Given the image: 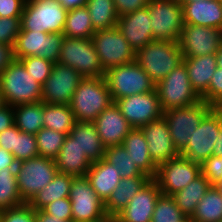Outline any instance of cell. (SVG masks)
<instances>
[{"instance_id": "obj_1", "label": "cell", "mask_w": 222, "mask_h": 222, "mask_svg": "<svg viewBox=\"0 0 222 222\" xmlns=\"http://www.w3.org/2000/svg\"><path fill=\"white\" fill-rule=\"evenodd\" d=\"M113 103L104 76L83 78L75 90L70 108L76 122H94Z\"/></svg>"}, {"instance_id": "obj_2", "label": "cell", "mask_w": 222, "mask_h": 222, "mask_svg": "<svg viewBox=\"0 0 222 222\" xmlns=\"http://www.w3.org/2000/svg\"><path fill=\"white\" fill-rule=\"evenodd\" d=\"M135 61L156 85L183 62L178 42L154 40L136 51Z\"/></svg>"}, {"instance_id": "obj_3", "label": "cell", "mask_w": 222, "mask_h": 222, "mask_svg": "<svg viewBox=\"0 0 222 222\" xmlns=\"http://www.w3.org/2000/svg\"><path fill=\"white\" fill-rule=\"evenodd\" d=\"M0 90L7 105L42 102V85L15 59L0 74Z\"/></svg>"}, {"instance_id": "obj_4", "label": "cell", "mask_w": 222, "mask_h": 222, "mask_svg": "<svg viewBox=\"0 0 222 222\" xmlns=\"http://www.w3.org/2000/svg\"><path fill=\"white\" fill-rule=\"evenodd\" d=\"M67 12L58 0L25 3L20 17V31L63 33Z\"/></svg>"}, {"instance_id": "obj_5", "label": "cell", "mask_w": 222, "mask_h": 222, "mask_svg": "<svg viewBox=\"0 0 222 222\" xmlns=\"http://www.w3.org/2000/svg\"><path fill=\"white\" fill-rule=\"evenodd\" d=\"M104 79L113 102L134 94L148 93L155 90V84L135 60L109 68L105 71Z\"/></svg>"}, {"instance_id": "obj_6", "label": "cell", "mask_w": 222, "mask_h": 222, "mask_svg": "<svg viewBox=\"0 0 222 222\" xmlns=\"http://www.w3.org/2000/svg\"><path fill=\"white\" fill-rule=\"evenodd\" d=\"M155 90L163 111L191 106L201 100L191 85L184 62L156 84Z\"/></svg>"}, {"instance_id": "obj_7", "label": "cell", "mask_w": 222, "mask_h": 222, "mask_svg": "<svg viewBox=\"0 0 222 222\" xmlns=\"http://www.w3.org/2000/svg\"><path fill=\"white\" fill-rule=\"evenodd\" d=\"M58 172L55 160L37 156L17 162L16 176L22 200L28 203Z\"/></svg>"}, {"instance_id": "obj_8", "label": "cell", "mask_w": 222, "mask_h": 222, "mask_svg": "<svg viewBox=\"0 0 222 222\" xmlns=\"http://www.w3.org/2000/svg\"><path fill=\"white\" fill-rule=\"evenodd\" d=\"M58 62L74 68L84 78L105 74L91 38L64 37Z\"/></svg>"}, {"instance_id": "obj_9", "label": "cell", "mask_w": 222, "mask_h": 222, "mask_svg": "<svg viewBox=\"0 0 222 222\" xmlns=\"http://www.w3.org/2000/svg\"><path fill=\"white\" fill-rule=\"evenodd\" d=\"M213 108L201 99L191 106L164 111L163 117L168 124L173 143L179 152L187 145L194 130Z\"/></svg>"}, {"instance_id": "obj_10", "label": "cell", "mask_w": 222, "mask_h": 222, "mask_svg": "<svg viewBox=\"0 0 222 222\" xmlns=\"http://www.w3.org/2000/svg\"><path fill=\"white\" fill-rule=\"evenodd\" d=\"M222 128V108L214 107L190 136L180 155L202 164L213 153V147Z\"/></svg>"}, {"instance_id": "obj_11", "label": "cell", "mask_w": 222, "mask_h": 222, "mask_svg": "<svg viewBox=\"0 0 222 222\" xmlns=\"http://www.w3.org/2000/svg\"><path fill=\"white\" fill-rule=\"evenodd\" d=\"M154 40L178 42L183 29L182 6L178 0H150L147 5Z\"/></svg>"}, {"instance_id": "obj_12", "label": "cell", "mask_w": 222, "mask_h": 222, "mask_svg": "<svg viewBox=\"0 0 222 222\" xmlns=\"http://www.w3.org/2000/svg\"><path fill=\"white\" fill-rule=\"evenodd\" d=\"M91 41L105 71L135 60V50L129 45L117 26L97 30L91 37Z\"/></svg>"}, {"instance_id": "obj_13", "label": "cell", "mask_w": 222, "mask_h": 222, "mask_svg": "<svg viewBox=\"0 0 222 222\" xmlns=\"http://www.w3.org/2000/svg\"><path fill=\"white\" fill-rule=\"evenodd\" d=\"M201 173L200 164L179 155L158 165L153 179L163 195L171 196L182 190Z\"/></svg>"}, {"instance_id": "obj_14", "label": "cell", "mask_w": 222, "mask_h": 222, "mask_svg": "<svg viewBox=\"0 0 222 222\" xmlns=\"http://www.w3.org/2000/svg\"><path fill=\"white\" fill-rule=\"evenodd\" d=\"M63 33L41 31H20L13 46L15 59L39 56L52 62H58Z\"/></svg>"}, {"instance_id": "obj_15", "label": "cell", "mask_w": 222, "mask_h": 222, "mask_svg": "<svg viewBox=\"0 0 222 222\" xmlns=\"http://www.w3.org/2000/svg\"><path fill=\"white\" fill-rule=\"evenodd\" d=\"M84 77L74 68L55 62L42 85V102L70 105L72 96Z\"/></svg>"}, {"instance_id": "obj_16", "label": "cell", "mask_w": 222, "mask_h": 222, "mask_svg": "<svg viewBox=\"0 0 222 222\" xmlns=\"http://www.w3.org/2000/svg\"><path fill=\"white\" fill-rule=\"evenodd\" d=\"M69 199L73 222L93 221L107 215L104 201L96 194L86 176L73 178Z\"/></svg>"}, {"instance_id": "obj_17", "label": "cell", "mask_w": 222, "mask_h": 222, "mask_svg": "<svg viewBox=\"0 0 222 222\" xmlns=\"http://www.w3.org/2000/svg\"><path fill=\"white\" fill-rule=\"evenodd\" d=\"M115 103L133 128H140L164 114L156 90L120 98Z\"/></svg>"}, {"instance_id": "obj_18", "label": "cell", "mask_w": 222, "mask_h": 222, "mask_svg": "<svg viewBox=\"0 0 222 222\" xmlns=\"http://www.w3.org/2000/svg\"><path fill=\"white\" fill-rule=\"evenodd\" d=\"M222 43V30L199 25L183 24L178 40L183 57L216 54Z\"/></svg>"}, {"instance_id": "obj_19", "label": "cell", "mask_w": 222, "mask_h": 222, "mask_svg": "<svg viewBox=\"0 0 222 222\" xmlns=\"http://www.w3.org/2000/svg\"><path fill=\"white\" fill-rule=\"evenodd\" d=\"M140 129L147 141L150 157L157 166L180 155L164 117L151 121Z\"/></svg>"}, {"instance_id": "obj_20", "label": "cell", "mask_w": 222, "mask_h": 222, "mask_svg": "<svg viewBox=\"0 0 222 222\" xmlns=\"http://www.w3.org/2000/svg\"><path fill=\"white\" fill-rule=\"evenodd\" d=\"M160 188L152 178L129 201L116 216L118 222H151L154 207L161 195Z\"/></svg>"}, {"instance_id": "obj_21", "label": "cell", "mask_w": 222, "mask_h": 222, "mask_svg": "<svg viewBox=\"0 0 222 222\" xmlns=\"http://www.w3.org/2000/svg\"><path fill=\"white\" fill-rule=\"evenodd\" d=\"M94 124L105 147L122 145L124 138L133 129L115 102L97 116Z\"/></svg>"}, {"instance_id": "obj_22", "label": "cell", "mask_w": 222, "mask_h": 222, "mask_svg": "<svg viewBox=\"0 0 222 222\" xmlns=\"http://www.w3.org/2000/svg\"><path fill=\"white\" fill-rule=\"evenodd\" d=\"M116 26L135 52L154 41L148 7L119 17Z\"/></svg>"}, {"instance_id": "obj_23", "label": "cell", "mask_w": 222, "mask_h": 222, "mask_svg": "<svg viewBox=\"0 0 222 222\" xmlns=\"http://www.w3.org/2000/svg\"><path fill=\"white\" fill-rule=\"evenodd\" d=\"M180 4L183 23L222 30V2L220 0H201Z\"/></svg>"}, {"instance_id": "obj_24", "label": "cell", "mask_w": 222, "mask_h": 222, "mask_svg": "<svg viewBox=\"0 0 222 222\" xmlns=\"http://www.w3.org/2000/svg\"><path fill=\"white\" fill-rule=\"evenodd\" d=\"M187 74L194 91L208 103V86L216 64V54L200 57H183Z\"/></svg>"}, {"instance_id": "obj_25", "label": "cell", "mask_w": 222, "mask_h": 222, "mask_svg": "<svg viewBox=\"0 0 222 222\" xmlns=\"http://www.w3.org/2000/svg\"><path fill=\"white\" fill-rule=\"evenodd\" d=\"M54 160L59 173L74 177L86 176L92 164L69 134L65 137L62 148Z\"/></svg>"}, {"instance_id": "obj_26", "label": "cell", "mask_w": 222, "mask_h": 222, "mask_svg": "<svg viewBox=\"0 0 222 222\" xmlns=\"http://www.w3.org/2000/svg\"><path fill=\"white\" fill-rule=\"evenodd\" d=\"M119 172V169H115L102 158L91 164L86 178L96 194L105 202L122 179Z\"/></svg>"}, {"instance_id": "obj_27", "label": "cell", "mask_w": 222, "mask_h": 222, "mask_svg": "<svg viewBox=\"0 0 222 222\" xmlns=\"http://www.w3.org/2000/svg\"><path fill=\"white\" fill-rule=\"evenodd\" d=\"M151 179L147 174L141 177L122 178L118 186L104 202L106 214L116 217L127 206L131 198Z\"/></svg>"}, {"instance_id": "obj_28", "label": "cell", "mask_w": 222, "mask_h": 222, "mask_svg": "<svg viewBox=\"0 0 222 222\" xmlns=\"http://www.w3.org/2000/svg\"><path fill=\"white\" fill-rule=\"evenodd\" d=\"M69 135L92 163L104 157L106 147L102 144L94 122H75Z\"/></svg>"}, {"instance_id": "obj_29", "label": "cell", "mask_w": 222, "mask_h": 222, "mask_svg": "<svg viewBox=\"0 0 222 222\" xmlns=\"http://www.w3.org/2000/svg\"><path fill=\"white\" fill-rule=\"evenodd\" d=\"M122 145L138 168L144 174L154 178L157 172V165L150 157L148 144L142 130L140 128H133L124 138Z\"/></svg>"}, {"instance_id": "obj_30", "label": "cell", "mask_w": 222, "mask_h": 222, "mask_svg": "<svg viewBox=\"0 0 222 222\" xmlns=\"http://www.w3.org/2000/svg\"><path fill=\"white\" fill-rule=\"evenodd\" d=\"M210 187L211 184L209 180L201 173L182 190L172 194L171 197L182 213L187 218H191L196 210L198 202Z\"/></svg>"}, {"instance_id": "obj_31", "label": "cell", "mask_w": 222, "mask_h": 222, "mask_svg": "<svg viewBox=\"0 0 222 222\" xmlns=\"http://www.w3.org/2000/svg\"><path fill=\"white\" fill-rule=\"evenodd\" d=\"M74 176L57 172L53 180L28 202L34 210L61 198H68Z\"/></svg>"}, {"instance_id": "obj_32", "label": "cell", "mask_w": 222, "mask_h": 222, "mask_svg": "<svg viewBox=\"0 0 222 222\" xmlns=\"http://www.w3.org/2000/svg\"><path fill=\"white\" fill-rule=\"evenodd\" d=\"M13 107L14 124L21 132L36 135L44 127V102L19 104Z\"/></svg>"}, {"instance_id": "obj_33", "label": "cell", "mask_w": 222, "mask_h": 222, "mask_svg": "<svg viewBox=\"0 0 222 222\" xmlns=\"http://www.w3.org/2000/svg\"><path fill=\"white\" fill-rule=\"evenodd\" d=\"M95 32L86 6L68 10L63 31L65 37L89 39Z\"/></svg>"}, {"instance_id": "obj_34", "label": "cell", "mask_w": 222, "mask_h": 222, "mask_svg": "<svg viewBox=\"0 0 222 222\" xmlns=\"http://www.w3.org/2000/svg\"><path fill=\"white\" fill-rule=\"evenodd\" d=\"M44 128L68 135L76 122L69 105L44 103Z\"/></svg>"}, {"instance_id": "obj_35", "label": "cell", "mask_w": 222, "mask_h": 222, "mask_svg": "<svg viewBox=\"0 0 222 222\" xmlns=\"http://www.w3.org/2000/svg\"><path fill=\"white\" fill-rule=\"evenodd\" d=\"M190 220L192 222H222V197L213 185L198 202Z\"/></svg>"}, {"instance_id": "obj_36", "label": "cell", "mask_w": 222, "mask_h": 222, "mask_svg": "<svg viewBox=\"0 0 222 222\" xmlns=\"http://www.w3.org/2000/svg\"><path fill=\"white\" fill-rule=\"evenodd\" d=\"M91 22L95 31L117 25L118 15L114 0H87Z\"/></svg>"}, {"instance_id": "obj_37", "label": "cell", "mask_w": 222, "mask_h": 222, "mask_svg": "<svg viewBox=\"0 0 222 222\" xmlns=\"http://www.w3.org/2000/svg\"><path fill=\"white\" fill-rule=\"evenodd\" d=\"M17 176L16 167H5L0 170V211L23 205Z\"/></svg>"}, {"instance_id": "obj_38", "label": "cell", "mask_w": 222, "mask_h": 222, "mask_svg": "<svg viewBox=\"0 0 222 222\" xmlns=\"http://www.w3.org/2000/svg\"><path fill=\"white\" fill-rule=\"evenodd\" d=\"M103 159L119 169L122 178L141 177L144 173L133 162L123 145L109 146L105 148Z\"/></svg>"}, {"instance_id": "obj_39", "label": "cell", "mask_w": 222, "mask_h": 222, "mask_svg": "<svg viewBox=\"0 0 222 222\" xmlns=\"http://www.w3.org/2000/svg\"><path fill=\"white\" fill-rule=\"evenodd\" d=\"M66 136L64 133L43 127L36 134L39 156L55 159L62 148Z\"/></svg>"}, {"instance_id": "obj_40", "label": "cell", "mask_w": 222, "mask_h": 222, "mask_svg": "<svg viewBox=\"0 0 222 222\" xmlns=\"http://www.w3.org/2000/svg\"><path fill=\"white\" fill-rule=\"evenodd\" d=\"M186 218L171 196L161 194L156 201L151 222H183Z\"/></svg>"}, {"instance_id": "obj_41", "label": "cell", "mask_w": 222, "mask_h": 222, "mask_svg": "<svg viewBox=\"0 0 222 222\" xmlns=\"http://www.w3.org/2000/svg\"><path fill=\"white\" fill-rule=\"evenodd\" d=\"M12 154L17 162L39 156L36 135L19 131L15 135Z\"/></svg>"}, {"instance_id": "obj_42", "label": "cell", "mask_w": 222, "mask_h": 222, "mask_svg": "<svg viewBox=\"0 0 222 222\" xmlns=\"http://www.w3.org/2000/svg\"><path fill=\"white\" fill-rule=\"evenodd\" d=\"M32 78L41 85L50 76L54 62L39 56H28L19 59Z\"/></svg>"}, {"instance_id": "obj_43", "label": "cell", "mask_w": 222, "mask_h": 222, "mask_svg": "<svg viewBox=\"0 0 222 222\" xmlns=\"http://www.w3.org/2000/svg\"><path fill=\"white\" fill-rule=\"evenodd\" d=\"M0 222H36L35 210L28 203L2 210Z\"/></svg>"}, {"instance_id": "obj_44", "label": "cell", "mask_w": 222, "mask_h": 222, "mask_svg": "<svg viewBox=\"0 0 222 222\" xmlns=\"http://www.w3.org/2000/svg\"><path fill=\"white\" fill-rule=\"evenodd\" d=\"M20 30V17H0V44L13 47Z\"/></svg>"}, {"instance_id": "obj_45", "label": "cell", "mask_w": 222, "mask_h": 222, "mask_svg": "<svg viewBox=\"0 0 222 222\" xmlns=\"http://www.w3.org/2000/svg\"><path fill=\"white\" fill-rule=\"evenodd\" d=\"M41 210L50 216L55 215L62 221L72 220V206L69 197L52 201Z\"/></svg>"}, {"instance_id": "obj_46", "label": "cell", "mask_w": 222, "mask_h": 222, "mask_svg": "<svg viewBox=\"0 0 222 222\" xmlns=\"http://www.w3.org/2000/svg\"><path fill=\"white\" fill-rule=\"evenodd\" d=\"M202 174L211 185L222 180V156L212 155L201 164Z\"/></svg>"}, {"instance_id": "obj_47", "label": "cell", "mask_w": 222, "mask_h": 222, "mask_svg": "<svg viewBox=\"0 0 222 222\" xmlns=\"http://www.w3.org/2000/svg\"><path fill=\"white\" fill-rule=\"evenodd\" d=\"M208 104L222 108V68L217 67L208 86Z\"/></svg>"}, {"instance_id": "obj_48", "label": "cell", "mask_w": 222, "mask_h": 222, "mask_svg": "<svg viewBox=\"0 0 222 222\" xmlns=\"http://www.w3.org/2000/svg\"><path fill=\"white\" fill-rule=\"evenodd\" d=\"M24 0H0V17H21Z\"/></svg>"}, {"instance_id": "obj_49", "label": "cell", "mask_w": 222, "mask_h": 222, "mask_svg": "<svg viewBox=\"0 0 222 222\" xmlns=\"http://www.w3.org/2000/svg\"><path fill=\"white\" fill-rule=\"evenodd\" d=\"M118 17L147 7L150 0H114Z\"/></svg>"}, {"instance_id": "obj_50", "label": "cell", "mask_w": 222, "mask_h": 222, "mask_svg": "<svg viewBox=\"0 0 222 222\" xmlns=\"http://www.w3.org/2000/svg\"><path fill=\"white\" fill-rule=\"evenodd\" d=\"M19 131L20 130L15 124L10 128L2 131L0 133V147L12 153V148H14L15 135Z\"/></svg>"}, {"instance_id": "obj_51", "label": "cell", "mask_w": 222, "mask_h": 222, "mask_svg": "<svg viewBox=\"0 0 222 222\" xmlns=\"http://www.w3.org/2000/svg\"><path fill=\"white\" fill-rule=\"evenodd\" d=\"M14 125V107L5 104L0 108V133Z\"/></svg>"}, {"instance_id": "obj_52", "label": "cell", "mask_w": 222, "mask_h": 222, "mask_svg": "<svg viewBox=\"0 0 222 222\" xmlns=\"http://www.w3.org/2000/svg\"><path fill=\"white\" fill-rule=\"evenodd\" d=\"M15 60L13 47L0 44V74Z\"/></svg>"}, {"instance_id": "obj_53", "label": "cell", "mask_w": 222, "mask_h": 222, "mask_svg": "<svg viewBox=\"0 0 222 222\" xmlns=\"http://www.w3.org/2000/svg\"><path fill=\"white\" fill-rule=\"evenodd\" d=\"M17 161L11 152L0 147V170L5 167H16Z\"/></svg>"}, {"instance_id": "obj_54", "label": "cell", "mask_w": 222, "mask_h": 222, "mask_svg": "<svg viewBox=\"0 0 222 222\" xmlns=\"http://www.w3.org/2000/svg\"><path fill=\"white\" fill-rule=\"evenodd\" d=\"M36 222H73L72 220L62 221L58 219L55 215L50 216L44 213L42 210H35Z\"/></svg>"}, {"instance_id": "obj_55", "label": "cell", "mask_w": 222, "mask_h": 222, "mask_svg": "<svg viewBox=\"0 0 222 222\" xmlns=\"http://www.w3.org/2000/svg\"><path fill=\"white\" fill-rule=\"evenodd\" d=\"M66 10L75 9L86 5L87 0H58Z\"/></svg>"}, {"instance_id": "obj_56", "label": "cell", "mask_w": 222, "mask_h": 222, "mask_svg": "<svg viewBox=\"0 0 222 222\" xmlns=\"http://www.w3.org/2000/svg\"><path fill=\"white\" fill-rule=\"evenodd\" d=\"M212 155H216V156H219V157L222 156V128L219 132L217 140L215 141Z\"/></svg>"}, {"instance_id": "obj_57", "label": "cell", "mask_w": 222, "mask_h": 222, "mask_svg": "<svg viewBox=\"0 0 222 222\" xmlns=\"http://www.w3.org/2000/svg\"><path fill=\"white\" fill-rule=\"evenodd\" d=\"M88 222H118L117 217L111 215H105L99 219L88 221Z\"/></svg>"}, {"instance_id": "obj_58", "label": "cell", "mask_w": 222, "mask_h": 222, "mask_svg": "<svg viewBox=\"0 0 222 222\" xmlns=\"http://www.w3.org/2000/svg\"><path fill=\"white\" fill-rule=\"evenodd\" d=\"M216 64L217 67L222 68V43L216 53Z\"/></svg>"}, {"instance_id": "obj_59", "label": "cell", "mask_w": 222, "mask_h": 222, "mask_svg": "<svg viewBox=\"0 0 222 222\" xmlns=\"http://www.w3.org/2000/svg\"><path fill=\"white\" fill-rule=\"evenodd\" d=\"M217 192L219 193V195L222 197V180L217 182L216 184L213 185Z\"/></svg>"}, {"instance_id": "obj_60", "label": "cell", "mask_w": 222, "mask_h": 222, "mask_svg": "<svg viewBox=\"0 0 222 222\" xmlns=\"http://www.w3.org/2000/svg\"><path fill=\"white\" fill-rule=\"evenodd\" d=\"M5 101H4V98H3V94L0 90V108L3 107L5 105Z\"/></svg>"}, {"instance_id": "obj_61", "label": "cell", "mask_w": 222, "mask_h": 222, "mask_svg": "<svg viewBox=\"0 0 222 222\" xmlns=\"http://www.w3.org/2000/svg\"><path fill=\"white\" fill-rule=\"evenodd\" d=\"M180 3H187V2H194V1H201V0H178Z\"/></svg>"}, {"instance_id": "obj_62", "label": "cell", "mask_w": 222, "mask_h": 222, "mask_svg": "<svg viewBox=\"0 0 222 222\" xmlns=\"http://www.w3.org/2000/svg\"><path fill=\"white\" fill-rule=\"evenodd\" d=\"M25 3L31 2V1H38V0H24Z\"/></svg>"}]
</instances>
